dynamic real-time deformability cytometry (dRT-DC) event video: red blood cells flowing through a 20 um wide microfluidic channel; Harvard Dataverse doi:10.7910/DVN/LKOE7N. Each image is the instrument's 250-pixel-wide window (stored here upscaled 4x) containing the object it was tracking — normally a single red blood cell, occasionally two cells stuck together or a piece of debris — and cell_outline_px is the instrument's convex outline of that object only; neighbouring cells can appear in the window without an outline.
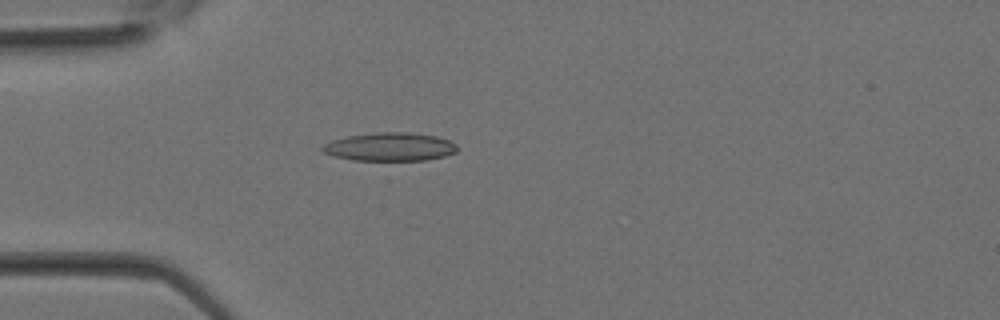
{"species": "Egyptian fruit bat (a non-hibernating species)", "species_latin": "Rousettus aegyptiacus", "temperature_condition": "room temperature", "stored_images_in_passage": 6, "camera_frame_rate_fps": 3000, "um_per_image_px": 0.085, "animal": {"sex": "female"}, "frame": {"image": 1, "passage_image": 1, "time_ms": 0.0, "image_size_px": [1000, 320], "cell_outline_px": [[460, 148], [456, 152], [444, 156], [424, 160], [352, 160], [332, 156], [324, 152], [320, 148], [324, 144], [332, 140], [348, 136], [376, 132], [408, 132], [436, 136], [448, 140], [456, 144]], "centroid_in_image_um": [33.14, 12.48], "position_along_channel_um": 51.9, "area_um2": 22.31}}
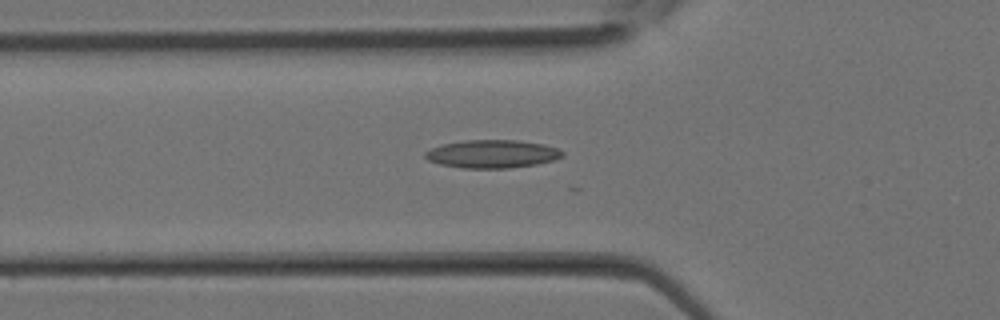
{"frame": {"image": 2, "passage_image": 3, "time_ms": 0.667, "image_size_px": [1000, 320], "cell_outline_px": [[564, 156], [552, 160], [536, 164], [508, 168], [464, 168], [440, 164], [428, 160], [424, 156], [424, 152], [440, 144], [464, 140], [516, 140], [544, 144], [556, 148], [564, 152]], "centroid_in_image_um": [41.81, 13.08], "position_along_channel_um": 84.0, "area_um2": 22.43}}
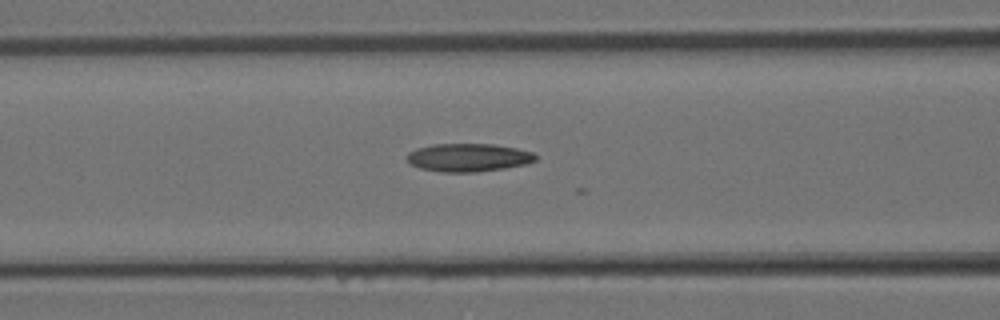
{"frame": {"image": 3, "passage_image": 5, "time_ms": 1.333, "image_size_px": [1000, 320], "cell_outline_px": [[536, 160], [528, 164], [504, 168], [476, 172], [440, 172], [420, 168], [412, 164], [404, 156], [408, 152], [416, 148], [432, 144], [492, 144], [516, 148], [532, 152], [536, 156]], "centroid_in_image_um": [39.79, 13.39], "position_along_channel_um": 126.8, "area_um2": 21.15}}